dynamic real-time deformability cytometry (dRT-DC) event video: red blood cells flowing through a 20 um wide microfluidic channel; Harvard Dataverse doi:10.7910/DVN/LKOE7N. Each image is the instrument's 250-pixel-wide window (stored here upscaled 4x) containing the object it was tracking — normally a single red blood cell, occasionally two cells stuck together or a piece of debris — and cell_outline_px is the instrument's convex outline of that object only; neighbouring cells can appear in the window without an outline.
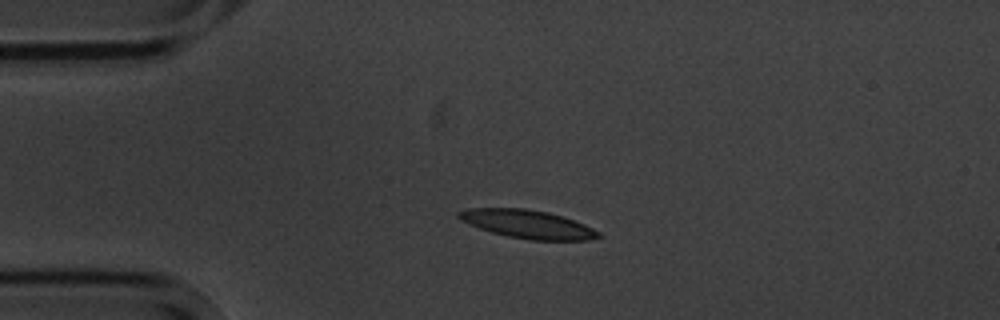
{"species": "common noctule bat (a hibernating species)", "species_latin": "Nyctalus noctula", "temperature_condition": "cold", "stored_images_in_passage": 6, "camera_frame_rate_fps": 3000, "um_per_image_px": 0.085, "animal": {"sex": "male", "body_mass_g": 20.1, "forearm_length_mm": 53.5}, "frame": {"image": 1, "passage_image": 2, "time_ms": 1.0, "image_size_px": [1000, 320], "cell_outline_px": [[600, 236], [588, 240], [532, 240], [508, 236], [492, 232], [480, 228], [460, 220], [456, 216], [456, 212], [468, 208], [524, 208], [548, 212], [584, 224], [600, 232]], "centroid_in_image_um": [44.81, 19.04], "position_along_channel_um": 40.2, "area_um2": 22.83}}
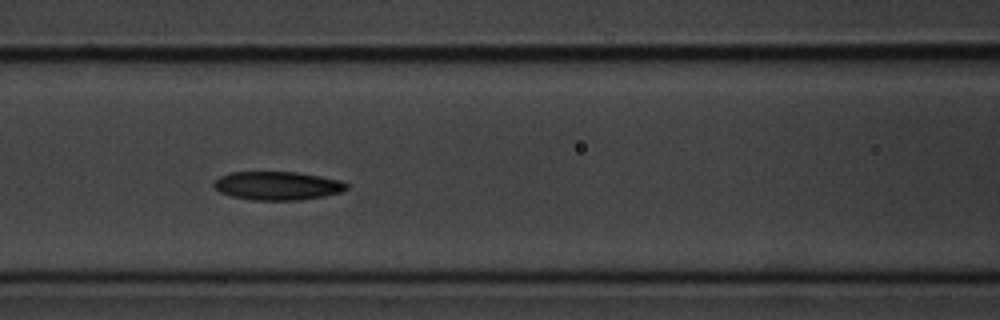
{"frame": {"image": 2, "passage_image": 5, "time_ms": 4.667, "image_size_px": [1000, 320], "cell_outline_px": [[348, 188], [340, 192], [324, 196], [300, 200], [252, 200], [232, 196], [220, 192], [212, 184], [220, 176], [228, 172], [300, 172], [340, 180], [348, 184]], "centroid_in_image_um": [23.59, 15.78], "position_along_channel_um": 143.0, "area_um2": 22.08}}
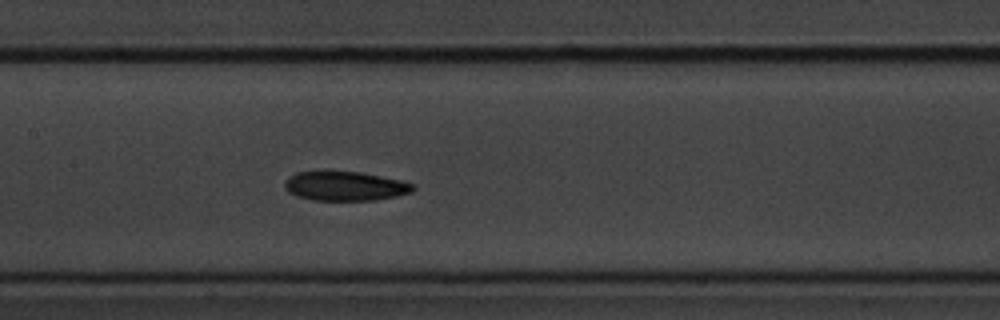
{"frame": {"image": 3, "passage_image": 6, "time_ms": 5.667, "image_size_px": [1000, 320], "cell_outline_px": [[416, 188], [412, 192], [396, 196], [372, 200], [312, 200], [296, 196], [288, 192], [284, 188], [284, 184], [288, 176], [296, 172], [360, 172], [400, 180], [416, 184]], "centroid_in_image_um": [29.33, 15.82], "position_along_channel_um": 178.1, "area_um2": 21.85}}